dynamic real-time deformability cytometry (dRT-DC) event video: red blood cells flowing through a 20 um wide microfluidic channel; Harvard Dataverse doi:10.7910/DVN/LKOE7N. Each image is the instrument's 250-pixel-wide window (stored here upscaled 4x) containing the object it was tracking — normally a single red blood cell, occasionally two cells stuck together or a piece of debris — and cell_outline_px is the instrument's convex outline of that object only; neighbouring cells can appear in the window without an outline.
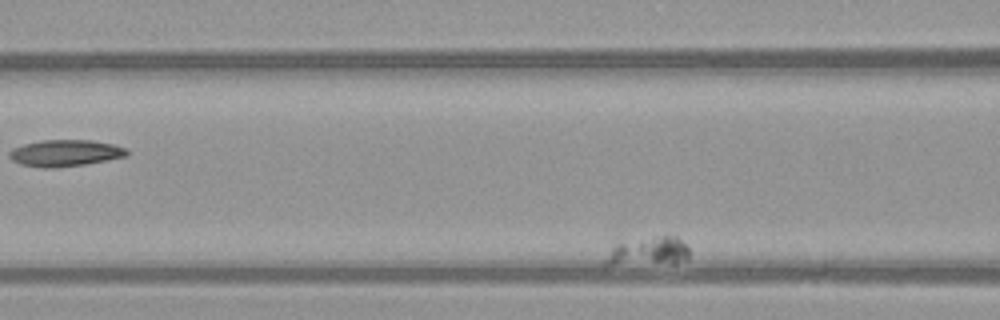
{"species": "common noctule bat (a hibernating species)", "species_latin": "Nyctalus noctula", "temperature_condition": "warm", "stored_images_in_passage": 39, "camera_frame_rate_fps": 3000, "um_per_image_px": 0.085, "animal": {"sex": "female", "body_mass_g": 21.9}, "frame": {"image": 1, "passage_image": 7, "time_ms": 2.0, "image_size_px": [1000, 320], "cell_outline_px": [[688, 260], [676, 264], [604, 264], [604, 260], [612, 248], [616, 244], [652, 236], [676, 236], [688, 248]], "centroid_in_image_um": [55.16, 21.39], "position_along_channel_um": 111.4, "area_um2": 13.93}}
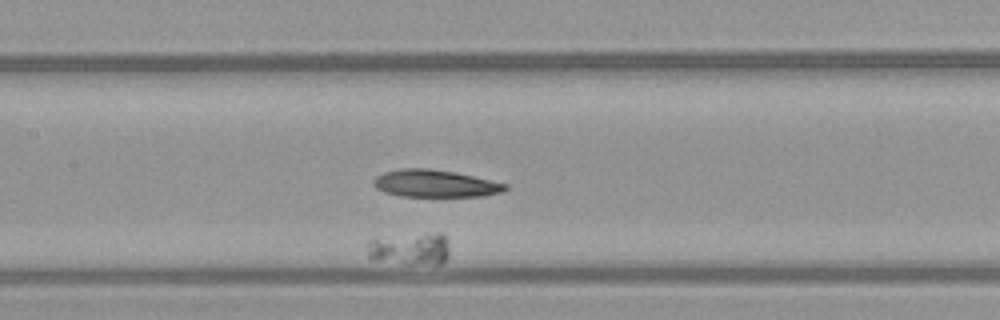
{"frame": {"image": 2, "passage_image": 16, "time_ms": 5.0, "image_size_px": [1000, 320], "cell_outline_px": [[448, 256], [440, 264], [408, 264], [372, 260], [368, 256], [368, 244], [372, 240], [440, 232], [444, 236], [448, 248]], "centroid_in_image_um": [34.88, 21.2], "position_along_channel_um": 172.5, "area_um2": 14.97}}